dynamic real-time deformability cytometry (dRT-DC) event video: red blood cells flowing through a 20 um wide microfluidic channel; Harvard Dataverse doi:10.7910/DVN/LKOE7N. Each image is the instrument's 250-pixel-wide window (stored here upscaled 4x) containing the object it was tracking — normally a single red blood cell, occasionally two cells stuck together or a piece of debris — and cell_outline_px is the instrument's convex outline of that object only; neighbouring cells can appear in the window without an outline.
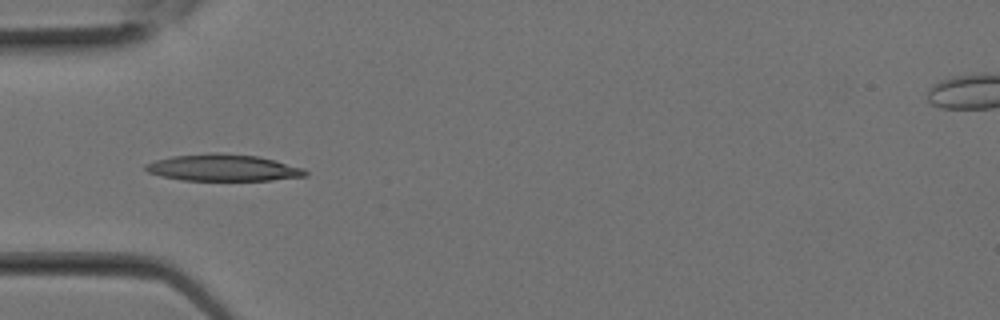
{"species": "Egyptian fruit bat (a non-hibernating species)", "species_latin": "Rousettus aegyptiacus", "temperature_condition": "room temperature", "stored_images_in_passage": 16, "camera_frame_rate_fps": 3000, "um_per_image_px": 0.085, "animal": {"sex": "female"}, "frame": {"image": 1, "passage_image": 7, "time_ms": 2.0, "image_size_px": [1000, 320], "cell_outline_px": [[308, 176], [272, 180], [180, 180], [148, 172], [144, 168], [144, 164], [156, 160], [172, 156], [212, 152], [216, 152], [256, 156], [304, 168], [308, 172]], "centroid_in_image_um": [18.96, 14.25], "position_along_channel_um": 66.0, "area_um2": 24.74}}
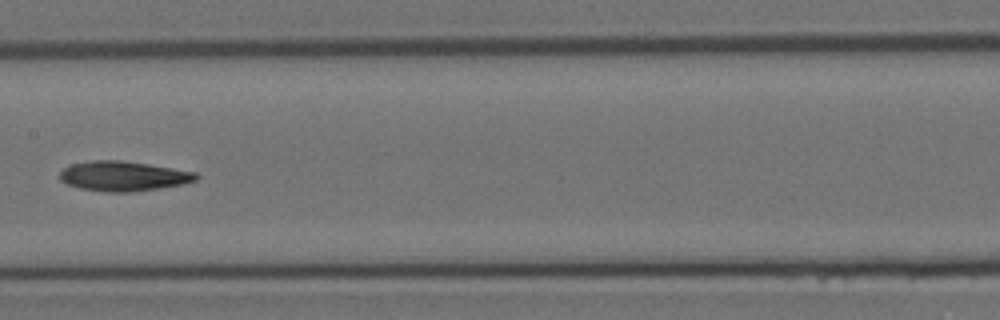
{"frame": {"image": 2, "passage_image": 12, "time_ms": 3.667, "image_size_px": [1000, 320], "cell_outline_px": [[200, 176], [196, 180], [180, 184], [132, 192], [108, 192], [80, 188], [68, 184], [60, 180], [60, 172], [64, 168], [72, 164], [92, 160], [120, 160], [148, 164], [196, 172]], "centroid_in_image_um": [10.47, 14.96], "position_along_channel_um": 196.9, "area_um2": 23.41}}
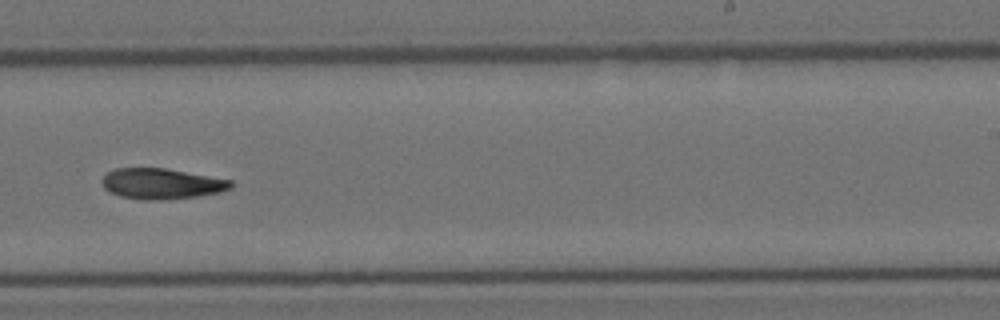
{"frame": {"image": 3, "passage_image": 15, "time_ms": 4.667, "image_size_px": [1000, 320], "cell_outline_px": [[236, 184], [232, 188], [220, 192], [196, 196], [160, 200], [148, 200], [120, 196], [104, 188], [100, 180], [108, 172], [116, 168], [164, 168], [232, 180]], "centroid_in_image_um": [13.75, 15.61], "position_along_channel_um": 275.2, "area_um2": 22.89}}